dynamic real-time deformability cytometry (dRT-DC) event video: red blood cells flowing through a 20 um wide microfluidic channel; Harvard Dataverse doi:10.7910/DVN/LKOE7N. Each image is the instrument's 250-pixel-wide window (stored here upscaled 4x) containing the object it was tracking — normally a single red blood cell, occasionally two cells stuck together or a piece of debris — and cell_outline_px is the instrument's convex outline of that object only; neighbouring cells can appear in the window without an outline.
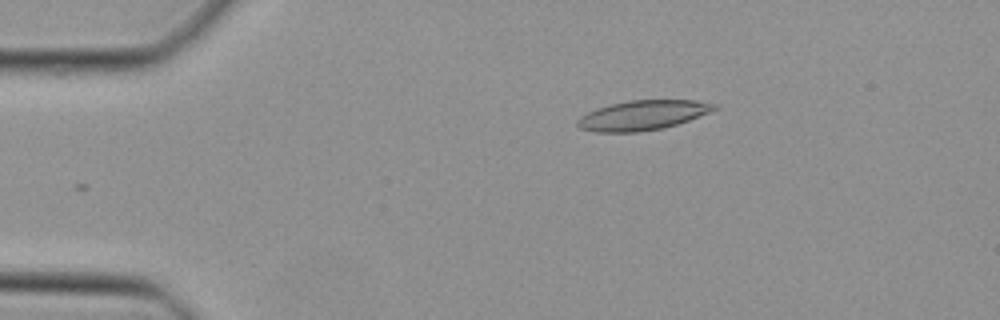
{"species": "Egyptian fruit bat (a non-hibernating species)", "species_latin": "Rousettus aegyptiacus", "temperature_condition": "cold", "stored_images_in_passage": 33, "camera_frame_rate_fps": 3000, "um_per_image_px": 0.085, "animal": {"sex": "female"}, "frame": {"image": 1, "passage_image": 1, "time_ms": 0.0, "image_size_px": [1000, 320], "cell_outline_px": [[720, 108], [688, 120], [664, 128], [640, 132], [596, 132], [580, 128], [576, 124], [576, 120], [580, 116], [596, 108], [628, 100], [696, 100], [720, 104]], "centroid_in_image_um": [54.65, 9.79], "position_along_channel_um": 30.4, "area_um2": 23.81}}
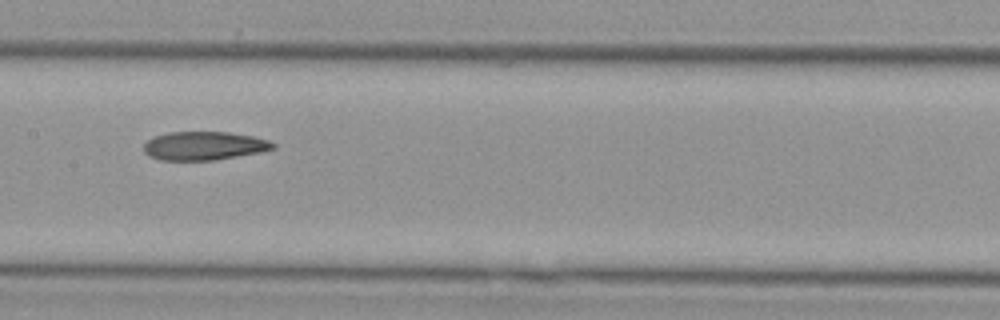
{"frame": {"image": 2, "passage_image": 16, "time_ms": 5.0, "image_size_px": [1000, 320], "cell_outline_px": [[276, 148], [260, 152], [212, 160], [160, 160], [148, 156], [144, 152], [144, 144], [152, 136], [168, 132], [228, 132], [252, 136], [268, 140], [276, 144]], "centroid_in_image_um": [17.31, 12.39], "position_along_channel_um": 190.1, "area_um2": 21.5}}
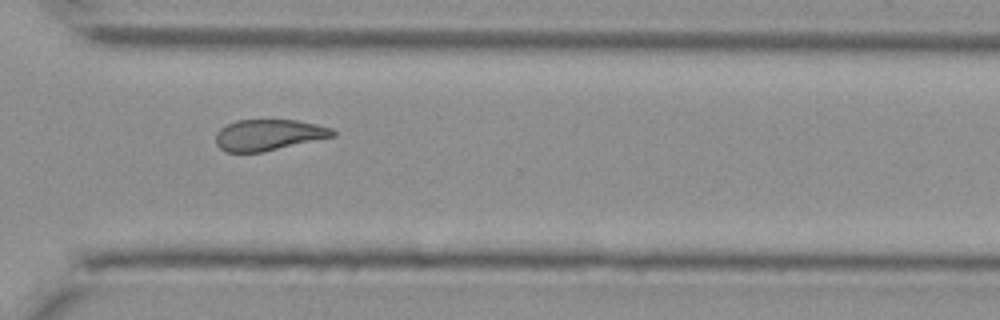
{"frame": {"image": 3, "passage_image": 27, "time_ms": 8.667, "image_size_px": [1000, 320], "cell_outline_px": [[336, 136], [264, 152], [224, 152], [216, 144], [216, 132], [220, 128], [236, 120], [296, 120], [316, 124], [332, 128], [336, 132]], "centroid_in_image_um": [22.84, 11.47], "position_along_channel_um": 347.8, "area_um2": 21.33}}